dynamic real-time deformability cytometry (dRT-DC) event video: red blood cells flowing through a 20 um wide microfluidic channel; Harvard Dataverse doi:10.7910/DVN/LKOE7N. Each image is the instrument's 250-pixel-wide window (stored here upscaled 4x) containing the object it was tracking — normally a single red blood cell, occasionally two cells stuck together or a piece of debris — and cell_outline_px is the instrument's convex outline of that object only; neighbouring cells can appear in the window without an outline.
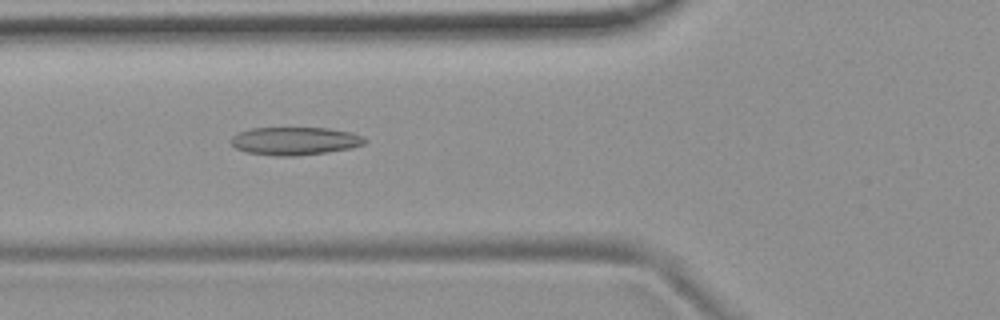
{"species": "common noctule bat (a hibernating species)", "species_latin": "Nyctalus noctula", "temperature_condition": "room temperature", "stored_images_in_passage": 53, "camera_frame_rate_fps": 3000, "um_per_image_px": 0.085, "animal": {"sex": "female", "body_mass_g": 19.9}, "frame": {"image": 1, "passage_image": 19, "time_ms": 6.0, "image_size_px": [1000, 320], "cell_outline_px": [[368, 140], [364, 144], [352, 148], [296, 156], [276, 156], [248, 152], [236, 148], [228, 140], [232, 136], [240, 132], [252, 128], [328, 128], [352, 132], [364, 136]], "centroid_in_image_um": [25.09, 11.98], "position_along_channel_um": 100.7, "area_um2": 21.85}}
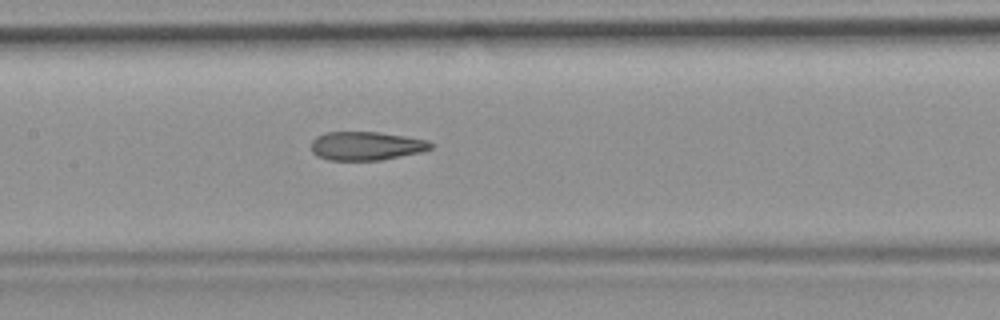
{"frame": {"image": 2, "passage_image": 25, "time_ms": 8.0, "image_size_px": [1000, 320], "cell_outline_px": [[432, 148], [420, 152], [380, 160], [328, 160], [316, 156], [312, 152], [312, 140], [316, 136], [324, 132], [380, 132], [428, 140], [432, 144]], "centroid_in_image_um": [31.09, 12.4], "position_along_channel_um": 176.3, "area_um2": 19.94}}
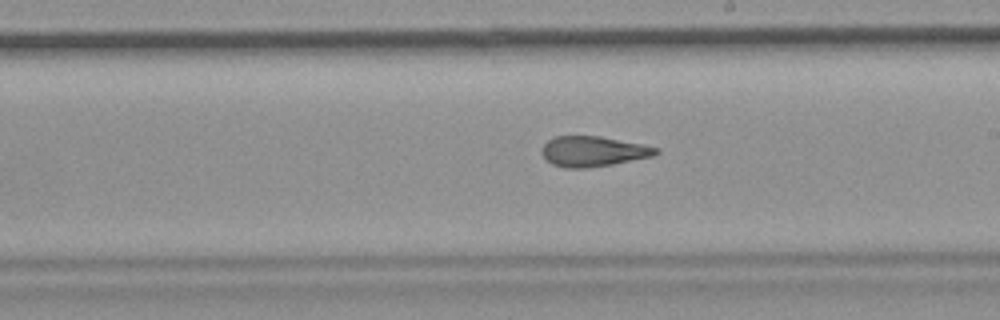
{"frame": {"image": 3, "passage_image": 30, "time_ms": 9.667, "image_size_px": [1000, 320], "cell_outline_px": [[660, 152], [652, 156], [612, 164], [588, 168], [564, 168], [552, 164], [540, 152], [540, 148], [548, 140], [556, 136], [600, 136], [660, 148]], "centroid_in_image_um": [50.38, 12.87], "position_along_channel_um": 238.6, "area_um2": 20.06}, "authors_computed_cell_mechanics": {"area_um2": 21.4438, "velocity_mm_per_s": 3.7587, "shape_relaxation_time_tau1_ms": null, "shape_relaxation_time_tau2_ms": 2.4743, "deformation_change_tau1": null, "deformation_change_tau2": 0.1233}}